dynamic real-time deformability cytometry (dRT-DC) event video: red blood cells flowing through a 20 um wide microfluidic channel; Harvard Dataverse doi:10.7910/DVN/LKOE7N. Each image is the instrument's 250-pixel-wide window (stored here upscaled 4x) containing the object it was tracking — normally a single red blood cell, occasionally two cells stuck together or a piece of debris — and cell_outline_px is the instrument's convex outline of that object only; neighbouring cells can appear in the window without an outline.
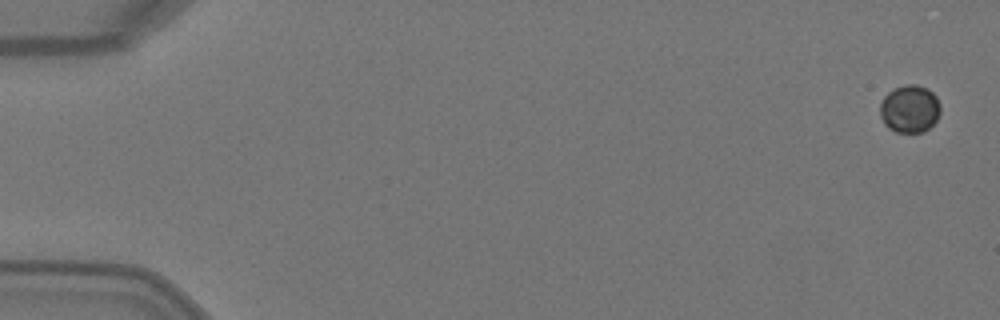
{"species": "Egyptian fruit bat (a non-hibernating species)", "species_latin": "Rousettus aegyptiacus", "temperature_condition": "warm", "stored_images_in_passage": 4, "camera_frame_rate_fps": 3000, "um_per_image_px": 0.085, "animal": {"sex": "female"}, "frame": {"image": 1, "passage_image": 1, "time_ms": 0.0, "image_size_px": [1000, 320], "cell_outline_px": [[940, 112], [936, 120], [924, 132], [896, 132], [888, 128], [884, 124], [880, 116], [880, 104], [884, 96], [888, 92], [904, 84], [916, 84], [928, 88], [936, 96], [940, 104]], "centroid_in_image_um": [77.32, 9.24], "position_along_channel_um": 7.7, "area_um2": 16.88}}
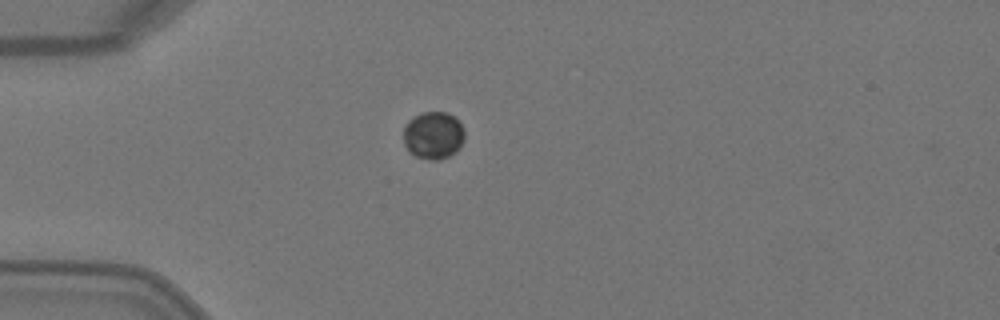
{"frame": {"image": 2, "passage_image": 4, "time_ms": 1.0, "image_size_px": [1000, 320], "cell_outline_px": [[464, 140], [460, 148], [456, 152], [440, 160], [428, 160], [416, 156], [404, 144], [404, 128], [408, 120], [420, 112], [448, 112], [464, 128]], "centroid_in_image_um": [36.85, 11.5], "position_along_channel_um": 48.2, "area_um2": 16.94}}